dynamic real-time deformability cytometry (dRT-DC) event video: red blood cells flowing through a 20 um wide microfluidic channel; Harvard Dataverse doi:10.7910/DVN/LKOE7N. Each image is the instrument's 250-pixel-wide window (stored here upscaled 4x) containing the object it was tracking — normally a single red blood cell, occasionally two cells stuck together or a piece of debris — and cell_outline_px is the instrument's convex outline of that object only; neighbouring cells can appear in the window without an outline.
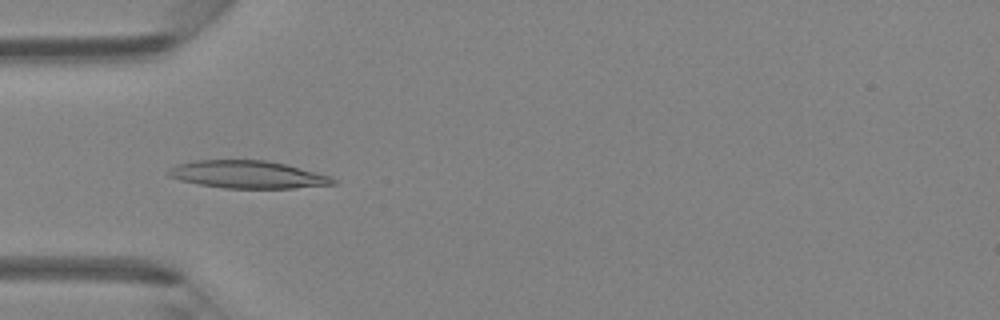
{"species": "Egyptian fruit bat (a non-hibernating species)", "species_latin": "Rousettus aegyptiacus", "temperature_condition": "room temperature", "stored_images_in_passage": 6, "camera_frame_rate_fps": 3000, "um_per_image_px": 0.085, "animal": {"sex": "female"}, "frame": {"image": 1, "passage_image": 5, "time_ms": 4.667, "image_size_px": [1000, 320], "cell_outline_px": [[336, 184], [292, 188], [224, 188], [200, 184], [180, 180], [168, 176], [168, 168], [176, 164], [196, 160], [264, 160], [284, 164], [332, 176], [336, 180]], "centroid_in_image_um": [21.04, 14.83], "position_along_channel_um": 64.0, "area_um2": 26.36}}
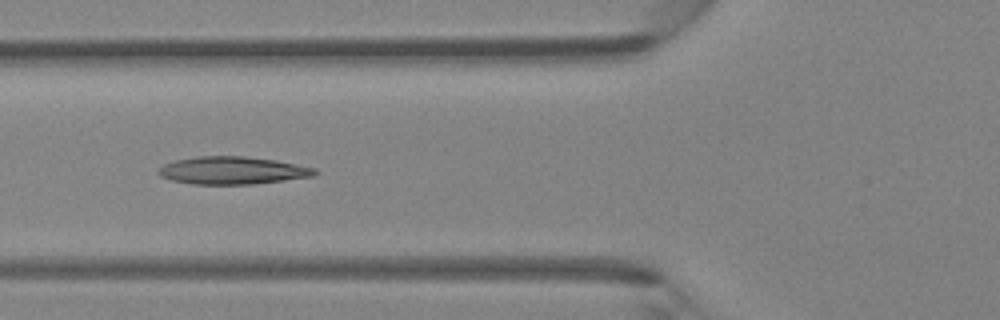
{"frame": {"image": 2, "passage_image": 6, "time_ms": 5.667, "image_size_px": [1000, 320], "cell_outline_px": [[320, 172], [316, 176], [252, 184], [192, 184], [172, 180], [160, 176], [156, 172], [164, 164], [176, 160], [196, 156], [244, 156], [276, 160], [316, 168]], "centroid_in_image_um": [19.79, 14.48], "position_along_channel_um": 106.0, "area_um2": 25.26}}